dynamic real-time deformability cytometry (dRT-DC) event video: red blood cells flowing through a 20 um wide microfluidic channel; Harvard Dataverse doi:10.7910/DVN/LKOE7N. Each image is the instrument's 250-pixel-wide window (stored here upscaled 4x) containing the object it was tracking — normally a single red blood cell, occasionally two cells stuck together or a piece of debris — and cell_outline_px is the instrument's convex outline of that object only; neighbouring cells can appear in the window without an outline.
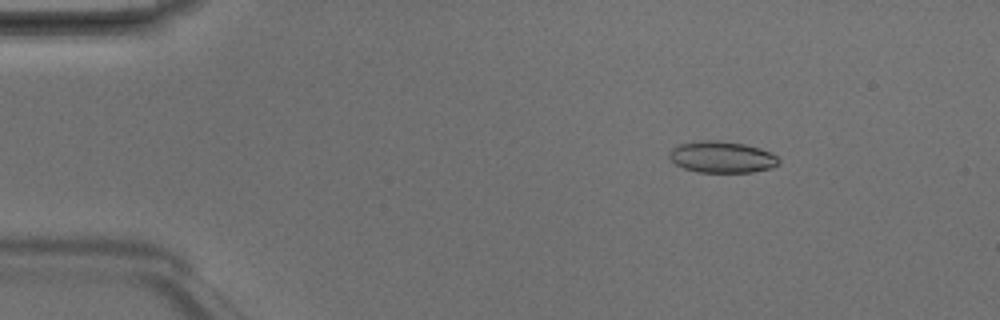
{"species": "Egyptian fruit bat (a non-hibernating species)", "species_latin": "Rousettus aegyptiacus", "temperature_condition": "room temperature", "stored_images_in_passage": 4, "camera_frame_rate_fps": 3000, "um_per_image_px": 0.085, "animal": {"sex": "male"}, "frame": {"image": 1, "passage_image": 2, "time_ms": 0.333, "image_size_px": [1000, 320], "cell_outline_px": [[780, 164], [772, 168], [752, 172], [696, 172], [684, 168], [676, 164], [668, 156], [672, 148], [680, 144], [700, 140], [716, 140], [744, 144], [760, 148], [772, 152], [780, 160]], "centroid_in_image_um": [61.39, 13.35], "position_along_channel_um": 23.6, "area_um2": 20.17}}
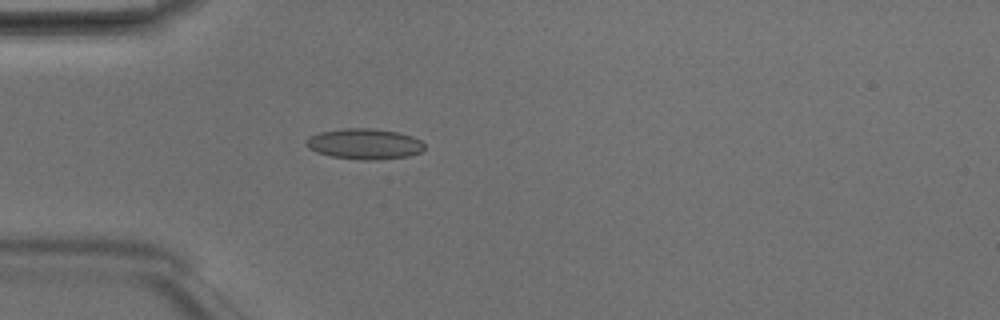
{"frame": {"image": 2, "passage_image": 4, "time_ms": 1.0, "image_size_px": [1000, 320], "cell_outline_px": [[424, 148], [420, 152], [408, 156], [380, 160], [360, 160], [332, 156], [316, 152], [308, 148], [304, 140], [308, 136], [320, 132], [344, 128], [372, 128], [396, 132], [412, 136], [420, 140], [424, 144]], "centroid_in_image_um": [30.95, 12.23], "position_along_channel_um": 54.0, "area_um2": 21.21}}